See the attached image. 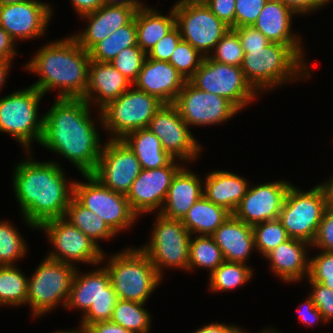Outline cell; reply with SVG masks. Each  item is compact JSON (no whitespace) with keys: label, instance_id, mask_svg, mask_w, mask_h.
Listing matches in <instances>:
<instances>
[{"label":"cell","instance_id":"1","mask_svg":"<svg viewBox=\"0 0 333 333\" xmlns=\"http://www.w3.org/2000/svg\"><path fill=\"white\" fill-rule=\"evenodd\" d=\"M44 114L39 145L72 162L81 174H91L99 160L102 144L83 98H57Z\"/></svg>","mask_w":333,"mask_h":333},{"label":"cell","instance_id":"2","mask_svg":"<svg viewBox=\"0 0 333 333\" xmlns=\"http://www.w3.org/2000/svg\"><path fill=\"white\" fill-rule=\"evenodd\" d=\"M27 153L28 160L13 169V188L26 224L38 229L46 221L65 217L74 181L67 183L57 162H37L31 151Z\"/></svg>","mask_w":333,"mask_h":333},{"label":"cell","instance_id":"3","mask_svg":"<svg viewBox=\"0 0 333 333\" xmlns=\"http://www.w3.org/2000/svg\"><path fill=\"white\" fill-rule=\"evenodd\" d=\"M90 54L72 37L47 43L25 68L40 77L32 86L45 95L57 89V98H83L88 87Z\"/></svg>","mask_w":333,"mask_h":333},{"label":"cell","instance_id":"4","mask_svg":"<svg viewBox=\"0 0 333 333\" xmlns=\"http://www.w3.org/2000/svg\"><path fill=\"white\" fill-rule=\"evenodd\" d=\"M307 65L288 45L270 42L244 52L241 69L251 87L261 93L301 77L310 78Z\"/></svg>","mask_w":333,"mask_h":333},{"label":"cell","instance_id":"5","mask_svg":"<svg viewBox=\"0 0 333 333\" xmlns=\"http://www.w3.org/2000/svg\"><path fill=\"white\" fill-rule=\"evenodd\" d=\"M109 260L105 268L118 299L145 304L162 280L148 256L131 247L112 254Z\"/></svg>","mask_w":333,"mask_h":333},{"label":"cell","instance_id":"6","mask_svg":"<svg viewBox=\"0 0 333 333\" xmlns=\"http://www.w3.org/2000/svg\"><path fill=\"white\" fill-rule=\"evenodd\" d=\"M104 266L84 274L75 271L65 308L82 310L81 325L110 321L118 301Z\"/></svg>","mask_w":333,"mask_h":333},{"label":"cell","instance_id":"7","mask_svg":"<svg viewBox=\"0 0 333 333\" xmlns=\"http://www.w3.org/2000/svg\"><path fill=\"white\" fill-rule=\"evenodd\" d=\"M43 96L31 85L0 98V132L13 136L26 152L42 139L44 115L38 116V106Z\"/></svg>","mask_w":333,"mask_h":333},{"label":"cell","instance_id":"8","mask_svg":"<svg viewBox=\"0 0 333 333\" xmlns=\"http://www.w3.org/2000/svg\"><path fill=\"white\" fill-rule=\"evenodd\" d=\"M163 104L156 96L129 88L99 110L98 119L104 130L113 136L110 139H123L132 131L147 128Z\"/></svg>","mask_w":333,"mask_h":333},{"label":"cell","instance_id":"9","mask_svg":"<svg viewBox=\"0 0 333 333\" xmlns=\"http://www.w3.org/2000/svg\"><path fill=\"white\" fill-rule=\"evenodd\" d=\"M327 207V193L322 184L309 191L299 190L292 184L286 194L279 220L290 238L312 244Z\"/></svg>","mask_w":333,"mask_h":333},{"label":"cell","instance_id":"10","mask_svg":"<svg viewBox=\"0 0 333 333\" xmlns=\"http://www.w3.org/2000/svg\"><path fill=\"white\" fill-rule=\"evenodd\" d=\"M76 266L47 257L37 266L29 278L27 300L33 318L49 313L62 303L65 307Z\"/></svg>","mask_w":333,"mask_h":333},{"label":"cell","instance_id":"11","mask_svg":"<svg viewBox=\"0 0 333 333\" xmlns=\"http://www.w3.org/2000/svg\"><path fill=\"white\" fill-rule=\"evenodd\" d=\"M149 242L140 249L148 256L163 277V268L188 270L191 234L181 220L169 219L157 213Z\"/></svg>","mask_w":333,"mask_h":333},{"label":"cell","instance_id":"12","mask_svg":"<svg viewBox=\"0 0 333 333\" xmlns=\"http://www.w3.org/2000/svg\"><path fill=\"white\" fill-rule=\"evenodd\" d=\"M87 182H74L73 197L85 208L100 216L109 228L119 234L137 220L126 195L102 185L91 174H83Z\"/></svg>","mask_w":333,"mask_h":333},{"label":"cell","instance_id":"13","mask_svg":"<svg viewBox=\"0 0 333 333\" xmlns=\"http://www.w3.org/2000/svg\"><path fill=\"white\" fill-rule=\"evenodd\" d=\"M189 81L202 91L226 98L239 111L258 93L247 82L241 67L220 63L208 56Z\"/></svg>","mask_w":333,"mask_h":333},{"label":"cell","instance_id":"14","mask_svg":"<svg viewBox=\"0 0 333 333\" xmlns=\"http://www.w3.org/2000/svg\"><path fill=\"white\" fill-rule=\"evenodd\" d=\"M39 229L45 231L54 248V251L47 254L51 260L74 266L76 262L96 266L106 258L99 245L64 217L46 221Z\"/></svg>","mask_w":333,"mask_h":333},{"label":"cell","instance_id":"15","mask_svg":"<svg viewBox=\"0 0 333 333\" xmlns=\"http://www.w3.org/2000/svg\"><path fill=\"white\" fill-rule=\"evenodd\" d=\"M173 10L182 40L188 42L204 57L211 54L215 45L230 28L204 2L175 4Z\"/></svg>","mask_w":333,"mask_h":333},{"label":"cell","instance_id":"16","mask_svg":"<svg viewBox=\"0 0 333 333\" xmlns=\"http://www.w3.org/2000/svg\"><path fill=\"white\" fill-rule=\"evenodd\" d=\"M140 171L139 160L130 147L122 139H109L91 175L108 189L127 195Z\"/></svg>","mask_w":333,"mask_h":333},{"label":"cell","instance_id":"17","mask_svg":"<svg viewBox=\"0 0 333 333\" xmlns=\"http://www.w3.org/2000/svg\"><path fill=\"white\" fill-rule=\"evenodd\" d=\"M173 105L188 127L227 122L239 112L226 98L202 91L190 81H186Z\"/></svg>","mask_w":333,"mask_h":333},{"label":"cell","instance_id":"18","mask_svg":"<svg viewBox=\"0 0 333 333\" xmlns=\"http://www.w3.org/2000/svg\"><path fill=\"white\" fill-rule=\"evenodd\" d=\"M147 128L159 138L163 149L171 157L179 158L178 162L193 161L202 150L173 104H163Z\"/></svg>","mask_w":333,"mask_h":333},{"label":"cell","instance_id":"19","mask_svg":"<svg viewBox=\"0 0 333 333\" xmlns=\"http://www.w3.org/2000/svg\"><path fill=\"white\" fill-rule=\"evenodd\" d=\"M183 166L184 164H178L177 160L173 159L167 166L141 169L126 195L131 209L138 216L155 210L160 212L172 180Z\"/></svg>","mask_w":333,"mask_h":333},{"label":"cell","instance_id":"20","mask_svg":"<svg viewBox=\"0 0 333 333\" xmlns=\"http://www.w3.org/2000/svg\"><path fill=\"white\" fill-rule=\"evenodd\" d=\"M52 12V8L41 0L0 5V27L15 42L35 39L45 34Z\"/></svg>","mask_w":333,"mask_h":333},{"label":"cell","instance_id":"21","mask_svg":"<svg viewBox=\"0 0 333 333\" xmlns=\"http://www.w3.org/2000/svg\"><path fill=\"white\" fill-rule=\"evenodd\" d=\"M291 185L289 181L278 180L248 187L246 195L232 214L251 226L279 219Z\"/></svg>","mask_w":333,"mask_h":333},{"label":"cell","instance_id":"22","mask_svg":"<svg viewBox=\"0 0 333 333\" xmlns=\"http://www.w3.org/2000/svg\"><path fill=\"white\" fill-rule=\"evenodd\" d=\"M142 6L103 5L98 10L80 18L89 21L84 31L71 35L86 51L110 36L118 28L127 25Z\"/></svg>","mask_w":333,"mask_h":333},{"label":"cell","instance_id":"23","mask_svg":"<svg viewBox=\"0 0 333 333\" xmlns=\"http://www.w3.org/2000/svg\"><path fill=\"white\" fill-rule=\"evenodd\" d=\"M186 80L167 61L146 57L134 87L156 96L164 104H173Z\"/></svg>","mask_w":333,"mask_h":333},{"label":"cell","instance_id":"24","mask_svg":"<svg viewBox=\"0 0 333 333\" xmlns=\"http://www.w3.org/2000/svg\"><path fill=\"white\" fill-rule=\"evenodd\" d=\"M292 16L295 14L282 2L268 0L252 26L270 42L288 45L304 61L301 38L291 30Z\"/></svg>","mask_w":333,"mask_h":333},{"label":"cell","instance_id":"25","mask_svg":"<svg viewBox=\"0 0 333 333\" xmlns=\"http://www.w3.org/2000/svg\"><path fill=\"white\" fill-rule=\"evenodd\" d=\"M131 85L133 84L110 63L90 61L88 87L83 99L89 105L91 101L98 103V110H101L109 102L120 97Z\"/></svg>","mask_w":333,"mask_h":333},{"label":"cell","instance_id":"26","mask_svg":"<svg viewBox=\"0 0 333 333\" xmlns=\"http://www.w3.org/2000/svg\"><path fill=\"white\" fill-rule=\"evenodd\" d=\"M306 246L309 248L311 244L304 240L289 238L264 257L269 260L270 268L278 278L288 283L298 282L309 274L310 259Z\"/></svg>","mask_w":333,"mask_h":333},{"label":"cell","instance_id":"27","mask_svg":"<svg viewBox=\"0 0 333 333\" xmlns=\"http://www.w3.org/2000/svg\"><path fill=\"white\" fill-rule=\"evenodd\" d=\"M227 262L244 263L255 250L253 227L231 214L211 235Z\"/></svg>","mask_w":333,"mask_h":333},{"label":"cell","instance_id":"28","mask_svg":"<svg viewBox=\"0 0 333 333\" xmlns=\"http://www.w3.org/2000/svg\"><path fill=\"white\" fill-rule=\"evenodd\" d=\"M185 168L183 166L176 173L163 207L158 212L166 218L182 220L194 203L203 196L204 182L196 173Z\"/></svg>","mask_w":333,"mask_h":333},{"label":"cell","instance_id":"29","mask_svg":"<svg viewBox=\"0 0 333 333\" xmlns=\"http://www.w3.org/2000/svg\"><path fill=\"white\" fill-rule=\"evenodd\" d=\"M204 180L203 195L216 205L233 213L246 195L249 184L247 180L228 171H212Z\"/></svg>","mask_w":333,"mask_h":333},{"label":"cell","instance_id":"30","mask_svg":"<svg viewBox=\"0 0 333 333\" xmlns=\"http://www.w3.org/2000/svg\"><path fill=\"white\" fill-rule=\"evenodd\" d=\"M134 19L137 30V44L146 54L176 26L173 6L169 15H162L156 9L143 5L136 10Z\"/></svg>","mask_w":333,"mask_h":333},{"label":"cell","instance_id":"31","mask_svg":"<svg viewBox=\"0 0 333 333\" xmlns=\"http://www.w3.org/2000/svg\"><path fill=\"white\" fill-rule=\"evenodd\" d=\"M122 140L134 152L141 169L167 166L174 159L163 149L159 138L148 128L132 131Z\"/></svg>","mask_w":333,"mask_h":333},{"label":"cell","instance_id":"32","mask_svg":"<svg viewBox=\"0 0 333 333\" xmlns=\"http://www.w3.org/2000/svg\"><path fill=\"white\" fill-rule=\"evenodd\" d=\"M231 214L226 208L212 203L203 195L181 221L191 235L198 233L195 235L211 236Z\"/></svg>","mask_w":333,"mask_h":333},{"label":"cell","instance_id":"33","mask_svg":"<svg viewBox=\"0 0 333 333\" xmlns=\"http://www.w3.org/2000/svg\"><path fill=\"white\" fill-rule=\"evenodd\" d=\"M64 218L97 245L100 239L104 241L116 236L100 216L83 207L74 197L70 200Z\"/></svg>","mask_w":333,"mask_h":333},{"label":"cell","instance_id":"34","mask_svg":"<svg viewBox=\"0 0 333 333\" xmlns=\"http://www.w3.org/2000/svg\"><path fill=\"white\" fill-rule=\"evenodd\" d=\"M137 30L133 18L127 25L115 30L110 36L97 43L90 51L91 61L110 63L123 49L136 46Z\"/></svg>","mask_w":333,"mask_h":333},{"label":"cell","instance_id":"35","mask_svg":"<svg viewBox=\"0 0 333 333\" xmlns=\"http://www.w3.org/2000/svg\"><path fill=\"white\" fill-rule=\"evenodd\" d=\"M28 282L29 277H26L16 265L0 266V305H25Z\"/></svg>","mask_w":333,"mask_h":333},{"label":"cell","instance_id":"36","mask_svg":"<svg viewBox=\"0 0 333 333\" xmlns=\"http://www.w3.org/2000/svg\"><path fill=\"white\" fill-rule=\"evenodd\" d=\"M144 305L135 301L118 299L110 321L132 333H149L151 315Z\"/></svg>","mask_w":333,"mask_h":333},{"label":"cell","instance_id":"37","mask_svg":"<svg viewBox=\"0 0 333 333\" xmlns=\"http://www.w3.org/2000/svg\"><path fill=\"white\" fill-rule=\"evenodd\" d=\"M220 247L211 236L197 235L190 239L188 270L203 268L210 274L224 262Z\"/></svg>","mask_w":333,"mask_h":333},{"label":"cell","instance_id":"38","mask_svg":"<svg viewBox=\"0 0 333 333\" xmlns=\"http://www.w3.org/2000/svg\"><path fill=\"white\" fill-rule=\"evenodd\" d=\"M253 276V269L244 263L224 261L209 274V290L224 292L234 290L249 282Z\"/></svg>","mask_w":333,"mask_h":333},{"label":"cell","instance_id":"39","mask_svg":"<svg viewBox=\"0 0 333 333\" xmlns=\"http://www.w3.org/2000/svg\"><path fill=\"white\" fill-rule=\"evenodd\" d=\"M12 223L0 221V266L14 265L26 256L27 245Z\"/></svg>","mask_w":333,"mask_h":333},{"label":"cell","instance_id":"40","mask_svg":"<svg viewBox=\"0 0 333 333\" xmlns=\"http://www.w3.org/2000/svg\"><path fill=\"white\" fill-rule=\"evenodd\" d=\"M252 227L255 250L263 257L290 238L279 219L257 223Z\"/></svg>","mask_w":333,"mask_h":333},{"label":"cell","instance_id":"41","mask_svg":"<svg viewBox=\"0 0 333 333\" xmlns=\"http://www.w3.org/2000/svg\"><path fill=\"white\" fill-rule=\"evenodd\" d=\"M208 57L220 63L241 67L244 51L237 32L229 28Z\"/></svg>","mask_w":333,"mask_h":333},{"label":"cell","instance_id":"42","mask_svg":"<svg viewBox=\"0 0 333 333\" xmlns=\"http://www.w3.org/2000/svg\"><path fill=\"white\" fill-rule=\"evenodd\" d=\"M203 59L204 56L197 49L181 40L173 51L169 63L186 81H189L200 67Z\"/></svg>","mask_w":333,"mask_h":333},{"label":"cell","instance_id":"43","mask_svg":"<svg viewBox=\"0 0 333 333\" xmlns=\"http://www.w3.org/2000/svg\"><path fill=\"white\" fill-rule=\"evenodd\" d=\"M147 54L138 46L123 49L110 64L132 84L137 80Z\"/></svg>","mask_w":333,"mask_h":333},{"label":"cell","instance_id":"44","mask_svg":"<svg viewBox=\"0 0 333 333\" xmlns=\"http://www.w3.org/2000/svg\"><path fill=\"white\" fill-rule=\"evenodd\" d=\"M268 0H235V28L252 26Z\"/></svg>","mask_w":333,"mask_h":333},{"label":"cell","instance_id":"45","mask_svg":"<svg viewBox=\"0 0 333 333\" xmlns=\"http://www.w3.org/2000/svg\"><path fill=\"white\" fill-rule=\"evenodd\" d=\"M313 258L309 263V282L321 283L327 277H333V252L323 251Z\"/></svg>","mask_w":333,"mask_h":333},{"label":"cell","instance_id":"46","mask_svg":"<svg viewBox=\"0 0 333 333\" xmlns=\"http://www.w3.org/2000/svg\"><path fill=\"white\" fill-rule=\"evenodd\" d=\"M312 293L309 296L312 298L314 305L322 313L325 323L333 320V290L322 285L319 282H309Z\"/></svg>","mask_w":333,"mask_h":333},{"label":"cell","instance_id":"47","mask_svg":"<svg viewBox=\"0 0 333 333\" xmlns=\"http://www.w3.org/2000/svg\"><path fill=\"white\" fill-rule=\"evenodd\" d=\"M182 40L179 28L175 26L161 40H159L153 49L147 53V57L157 61L169 62L173 51Z\"/></svg>","mask_w":333,"mask_h":333},{"label":"cell","instance_id":"48","mask_svg":"<svg viewBox=\"0 0 333 333\" xmlns=\"http://www.w3.org/2000/svg\"><path fill=\"white\" fill-rule=\"evenodd\" d=\"M311 247L333 252V209L325 210Z\"/></svg>","mask_w":333,"mask_h":333},{"label":"cell","instance_id":"49","mask_svg":"<svg viewBox=\"0 0 333 333\" xmlns=\"http://www.w3.org/2000/svg\"><path fill=\"white\" fill-rule=\"evenodd\" d=\"M233 29L240 38L244 52H249V49L264 48L270 43V41L253 26H242Z\"/></svg>","mask_w":333,"mask_h":333},{"label":"cell","instance_id":"50","mask_svg":"<svg viewBox=\"0 0 333 333\" xmlns=\"http://www.w3.org/2000/svg\"><path fill=\"white\" fill-rule=\"evenodd\" d=\"M210 10L230 28H235V0H206Z\"/></svg>","mask_w":333,"mask_h":333},{"label":"cell","instance_id":"51","mask_svg":"<svg viewBox=\"0 0 333 333\" xmlns=\"http://www.w3.org/2000/svg\"><path fill=\"white\" fill-rule=\"evenodd\" d=\"M301 309H297L299 312V319L303 325H308L309 324L313 327L316 322H325L322 313L318 310V308L314 305L313 300L310 296L307 297L306 301L303 302ZM302 310V311H301Z\"/></svg>","mask_w":333,"mask_h":333},{"label":"cell","instance_id":"52","mask_svg":"<svg viewBox=\"0 0 333 333\" xmlns=\"http://www.w3.org/2000/svg\"><path fill=\"white\" fill-rule=\"evenodd\" d=\"M281 2L296 15H305L326 5L323 0H282Z\"/></svg>","mask_w":333,"mask_h":333},{"label":"cell","instance_id":"53","mask_svg":"<svg viewBox=\"0 0 333 333\" xmlns=\"http://www.w3.org/2000/svg\"><path fill=\"white\" fill-rule=\"evenodd\" d=\"M15 43L16 42L7 33V31L0 27V59L13 61V58L16 55Z\"/></svg>","mask_w":333,"mask_h":333},{"label":"cell","instance_id":"54","mask_svg":"<svg viewBox=\"0 0 333 333\" xmlns=\"http://www.w3.org/2000/svg\"><path fill=\"white\" fill-rule=\"evenodd\" d=\"M80 326L85 329L86 333H132L122 326L112 323L111 321Z\"/></svg>","mask_w":333,"mask_h":333},{"label":"cell","instance_id":"55","mask_svg":"<svg viewBox=\"0 0 333 333\" xmlns=\"http://www.w3.org/2000/svg\"><path fill=\"white\" fill-rule=\"evenodd\" d=\"M193 333H245L243 329L235 325L225 323H212L197 329Z\"/></svg>","mask_w":333,"mask_h":333},{"label":"cell","instance_id":"56","mask_svg":"<svg viewBox=\"0 0 333 333\" xmlns=\"http://www.w3.org/2000/svg\"><path fill=\"white\" fill-rule=\"evenodd\" d=\"M74 10L79 14V16H83L85 14L94 12L102 7L103 0H71Z\"/></svg>","mask_w":333,"mask_h":333},{"label":"cell","instance_id":"57","mask_svg":"<svg viewBox=\"0 0 333 333\" xmlns=\"http://www.w3.org/2000/svg\"><path fill=\"white\" fill-rule=\"evenodd\" d=\"M104 5H117V6H143L144 3L138 0H103Z\"/></svg>","mask_w":333,"mask_h":333},{"label":"cell","instance_id":"58","mask_svg":"<svg viewBox=\"0 0 333 333\" xmlns=\"http://www.w3.org/2000/svg\"><path fill=\"white\" fill-rule=\"evenodd\" d=\"M10 67L11 61L0 59V89H2L3 85H5L6 76L8 75V70L10 69Z\"/></svg>","mask_w":333,"mask_h":333},{"label":"cell","instance_id":"59","mask_svg":"<svg viewBox=\"0 0 333 333\" xmlns=\"http://www.w3.org/2000/svg\"><path fill=\"white\" fill-rule=\"evenodd\" d=\"M327 193V203L328 207L333 209V175L328 182L321 183Z\"/></svg>","mask_w":333,"mask_h":333},{"label":"cell","instance_id":"60","mask_svg":"<svg viewBox=\"0 0 333 333\" xmlns=\"http://www.w3.org/2000/svg\"><path fill=\"white\" fill-rule=\"evenodd\" d=\"M321 284L333 290V277L325 278Z\"/></svg>","mask_w":333,"mask_h":333},{"label":"cell","instance_id":"61","mask_svg":"<svg viewBox=\"0 0 333 333\" xmlns=\"http://www.w3.org/2000/svg\"><path fill=\"white\" fill-rule=\"evenodd\" d=\"M80 327V328H79ZM77 330H65V331H57V332H54V333H86L85 329L81 326H79Z\"/></svg>","mask_w":333,"mask_h":333},{"label":"cell","instance_id":"62","mask_svg":"<svg viewBox=\"0 0 333 333\" xmlns=\"http://www.w3.org/2000/svg\"><path fill=\"white\" fill-rule=\"evenodd\" d=\"M206 0H178L175 4H186V3H200Z\"/></svg>","mask_w":333,"mask_h":333},{"label":"cell","instance_id":"63","mask_svg":"<svg viewBox=\"0 0 333 333\" xmlns=\"http://www.w3.org/2000/svg\"><path fill=\"white\" fill-rule=\"evenodd\" d=\"M26 0H0V5L14 4L24 2Z\"/></svg>","mask_w":333,"mask_h":333},{"label":"cell","instance_id":"64","mask_svg":"<svg viewBox=\"0 0 333 333\" xmlns=\"http://www.w3.org/2000/svg\"><path fill=\"white\" fill-rule=\"evenodd\" d=\"M265 333H278L277 331H275V329H268V328H266L265 329Z\"/></svg>","mask_w":333,"mask_h":333},{"label":"cell","instance_id":"65","mask_svg":"<svg viewBox=\"0 0 333 333\" xmlns=\"http://www.w3.org/2000/svg\"><path fill=\"white\" fill-rule=\"evenodd\" d=\"M323 2L326 4V3H330L331 0H323Z\"/></svg>","mask_w":333,"mask_h":333}]
</instances>
